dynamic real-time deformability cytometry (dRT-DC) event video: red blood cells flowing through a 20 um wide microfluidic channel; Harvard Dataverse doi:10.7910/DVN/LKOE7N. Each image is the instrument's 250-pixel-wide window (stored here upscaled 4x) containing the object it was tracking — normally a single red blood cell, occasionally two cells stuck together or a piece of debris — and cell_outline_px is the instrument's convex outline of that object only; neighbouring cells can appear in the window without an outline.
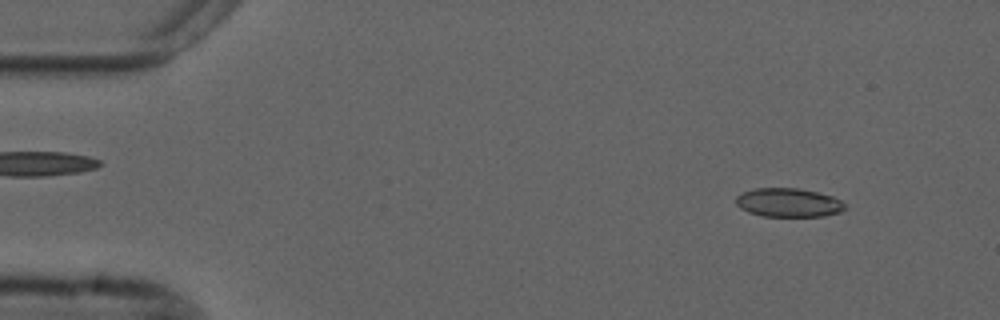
{"species": "common noctule bat (a hibernating species)", "species_latin": "Nyctalus noctula", "temperature_condition": "cold", "stored_images_in_passage": 18, "camera_frame_rate_fps": 3000, "um_per_image_px": 0.085, "animal": {"sex": "male", "forearm_length_mm": 52.5}, "frame": {"image": 1, "passage_image": 5, "time_ms": 1.333, "image_size_px": [1000, 320], "cell_outline_px": [[848, 208], [840, 212], [824, 216], [760, 216], [748, 212], [740, 208], [736, 204], [736, 196], [744, 192], [756, 188], [800, 188], [832, 196], [840, 200]], "centroid_in_image_um": [67.02, 17.22], "position_along_channel_um": 18.0, "area_um2": 18.32}}
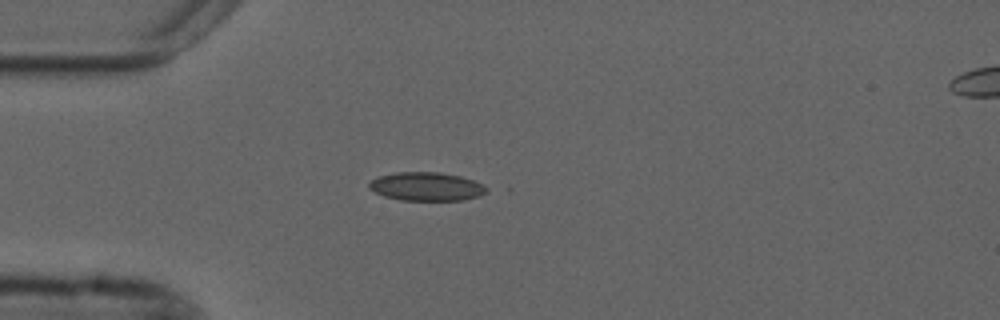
{"frame": {"image": 2, "passage_image": 14, "time_ms": 4.333, "image_size_px": [1000, 320], "cell_outline_px": [[492, 188], [488, 192], [480, 196], [464, 200], [400, 200], [384, 196], [368, 188], [368, 184], [376, 176], [396, 172], [440, 172], [460, 176], [484, 184]], "centroid_in_image_um": [36.29, 15.85], "position_along_channel_um": 48.7, "area_um2": 19.83}}